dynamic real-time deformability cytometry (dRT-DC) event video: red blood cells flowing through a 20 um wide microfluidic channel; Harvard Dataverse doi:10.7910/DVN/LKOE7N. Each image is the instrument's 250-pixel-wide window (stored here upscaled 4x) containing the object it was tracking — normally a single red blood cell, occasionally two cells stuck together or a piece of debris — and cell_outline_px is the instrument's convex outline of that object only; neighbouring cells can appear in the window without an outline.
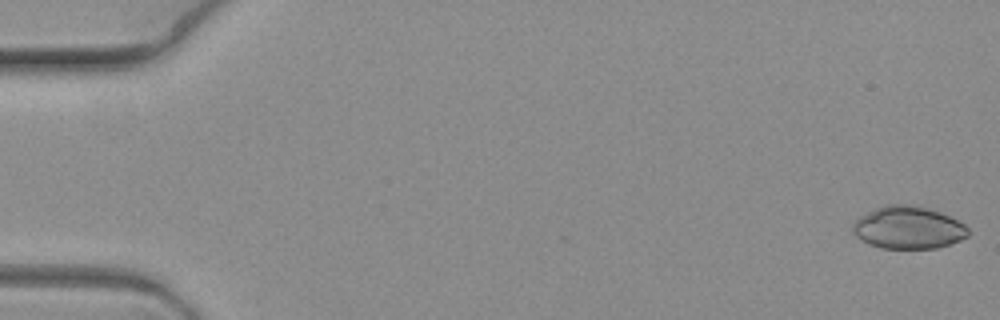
{"species": "common noctule bat (a hibernating species)", "species_latin": "Nyctalus noctula", "temperature_condition": "warm", "stored_images_in_passage": 5, "camera_frame_rate_fps": 3000, "um_per_image_px": 0.085, "animal": {"sex": "female", "body_mass_g": 19.3, "forearm_length_mm": 54.1}, "frame": {"image": 1, "passage_image": 1, "time_ms": 0.0, "image_size_px": [1000, 320], "cell_outline_px": [[968, 236], [960, 240], [936, 248], [880, 248], [868, 244], [856, 236], [852, 232], [852, 224], [860, 216], [884, 204], [912, 204], [928, 208], [940, 212], [964, 224], [968, 228]], "centroid_in_image_um": [77.17, 19.34], "position_along_channel_um": 7.8, "area_um2": 28.55}}